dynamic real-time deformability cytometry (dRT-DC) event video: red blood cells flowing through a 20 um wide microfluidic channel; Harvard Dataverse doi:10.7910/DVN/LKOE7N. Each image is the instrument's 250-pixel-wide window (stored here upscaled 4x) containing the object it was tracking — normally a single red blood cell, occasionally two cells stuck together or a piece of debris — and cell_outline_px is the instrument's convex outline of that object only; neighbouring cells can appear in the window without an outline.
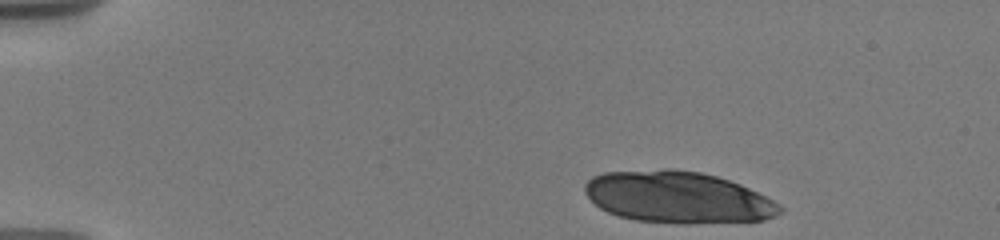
{"species": "human", "species_latin": "Homo sapiens", "temperature_condition": "warm", "stored_images_in_passage": 11, "camera_frame_rate_fps": 3000, "um_per_image_px": 0.085, "donor": {"sex": "male"}, "frame": {"image": 1, "passage_image": 1, "time_ms": 0.0, "image_size_px": [1000, 240], "cell_outline_px": [[784, 208], [776, 216], [764, 220], [688, 224], [684, 224], [636, 220], [620, 216], [608, 212], [600, 208], [584, 192], [584, 184], [592, 176], [604, 172], [664, 168], [672, 168], [700, 172], [716, 176], [740, 184], [780, 204]], "centroid_in_image_um": [57.6, 16.76], "position_along_channel_um": 27.4, "area_um2": 58.9}}
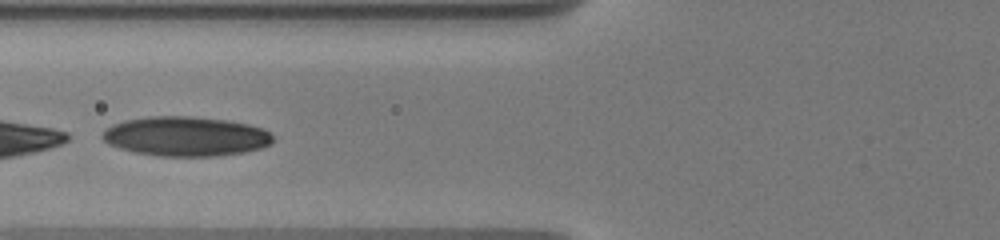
{"frame": {"image": 2, "passage_image": 10, "time_ms": 5.0, "image_size_px": [1000, 240], "cell_outline_px": [[272, 144], [260, 148], [244, 152], [212, 156], [160, 156], [136, 152], [120, 148], [108, 144], [100, 136], [104, 128], [112, 124], [124, 120], [148, 116], [188, 116], [228, 120], [248, 124], [264, 128], [272, 136]], "centroid_in_image_um": [15.76, 11.58], "position_along_channel_um": 110.0, "area_um2": 39.42}}